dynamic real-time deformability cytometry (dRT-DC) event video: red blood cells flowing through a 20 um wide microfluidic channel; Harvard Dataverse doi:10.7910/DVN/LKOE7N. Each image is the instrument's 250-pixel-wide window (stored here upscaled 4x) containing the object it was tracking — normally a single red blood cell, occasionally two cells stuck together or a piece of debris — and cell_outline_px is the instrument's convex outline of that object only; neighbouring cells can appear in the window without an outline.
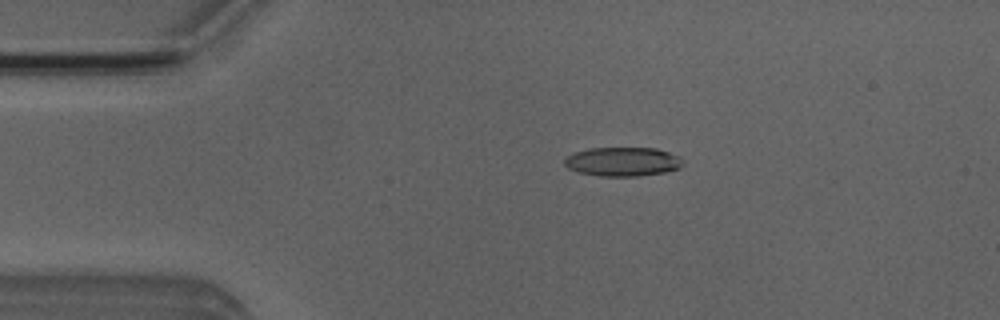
{"species": "Egyptian fruit bat (a non-hibernating species)", "species_latin": "Rousettus aegyptiacus", "temperature_condition": "room temperature", "stored_images_in_passage": 4, "camera_frame_rate_fps": 3000, "um_per_image_px": 0.085, "animal": {"sex": "male"}, "frame": {"image": 1, "passage_image": 3, "time_ms": 2.333, "image_size_px": [1000, 320], "cell_outline_px": [[684, 164], [680, 168], [664, 172], [640, 176], [600, 176], [576, 172], [568, 168], [564, 164], [564, 160], [572, 152], [592, 148], [656, 148], [680, 156], [684, 160]], "centroid_in_image_um": [52.94, 13.74], "position_along_channel_um": 32.1, "area_um2": 20.23}}